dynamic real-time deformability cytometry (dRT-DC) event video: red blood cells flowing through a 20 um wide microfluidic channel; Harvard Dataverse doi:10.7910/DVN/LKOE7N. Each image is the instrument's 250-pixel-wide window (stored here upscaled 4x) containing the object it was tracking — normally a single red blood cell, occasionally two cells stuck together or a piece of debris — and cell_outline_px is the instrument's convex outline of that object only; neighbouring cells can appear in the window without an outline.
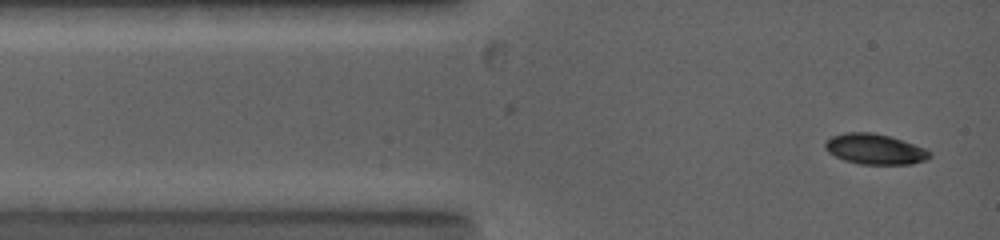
{"species": "common noctule bat (a hibernating species)", "species_latin": "Nyctalus noctula", "temperature_condition": "warm", "stored_images_in_passage": 33, "camera_frame_rate_fps": 5000, "um_per_image_px": 0.085, "animal": {"sex": "female", "body_mass_g": 19.0, "forearm_length_mm": 53.3}, "frame": {"image": 1, "passage_image": 1, "time_ms": 0.0, "image_size_px": [1000, 240], "cell_outline_px": [[932, 156], [928, 160], [912, 164], [860, 164], [844, 160], [828, 152], [824, 148], [824, 140], [832, 136], [844, 132], [872, 132], [888, 136], [924, 148], [932, 152]], "centroid_in_image_um": [74.35, 12.68], "position_along_channel_um": 10.7, "area_um2": 18.61}}
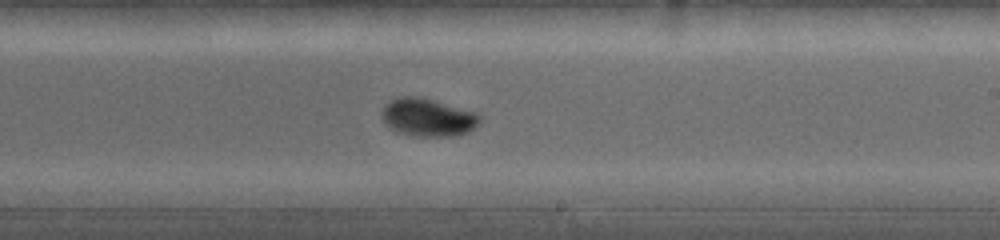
{"frame": {"image": 2, "passage_image": 21, "time_ms": 7.0, "image_size_px": [1000, 240], "cell_outline_px": [[484, 116], [468, 132], [452, 136], [412, 136], [396, 132], [388, 128], [384, 124], [384, 104], [400, 96], [420, 96], [476, 112]], "centroid_in_image_um": [36.36, 9.98], "position_along_channel_um": 252.6, "area_um2": 21.68}}
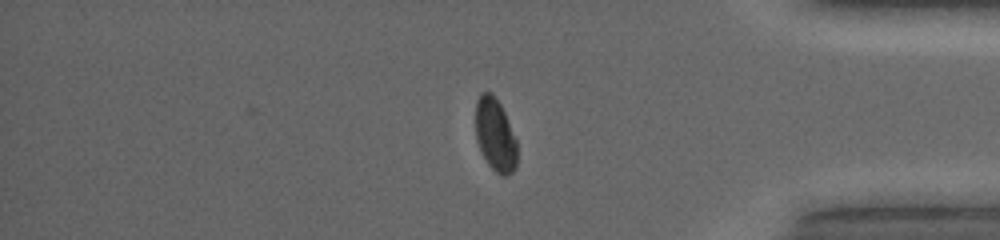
{"frame": {"image": 3, "passage_image": 33, "time_ms": 11.0, "image_size_px": [1000, 240], "cell_outline_px": [[516, 168], [512, 172], [504, 176], [500, 176], [488, 164], [476, 140], [476, 100], [480, 92], [492, 92], [500, 104], [504, 112], [516, 140]], "centroid_in_image_um": [42.08, 11.45], "position_along_channel_um": 393.1, "area_um2": 17.51}, "authors_computed_cell_mechanics": {"area_um2": 20.1722, "velocity_mm_per_s": 4.0556, "shape_relaxation_time_tau1_ms": 2.8552, "shape_relaxation_time_tau2_ms": null, "deformation_change_tau1": 0.153, "deformation_change_tau2": null}}